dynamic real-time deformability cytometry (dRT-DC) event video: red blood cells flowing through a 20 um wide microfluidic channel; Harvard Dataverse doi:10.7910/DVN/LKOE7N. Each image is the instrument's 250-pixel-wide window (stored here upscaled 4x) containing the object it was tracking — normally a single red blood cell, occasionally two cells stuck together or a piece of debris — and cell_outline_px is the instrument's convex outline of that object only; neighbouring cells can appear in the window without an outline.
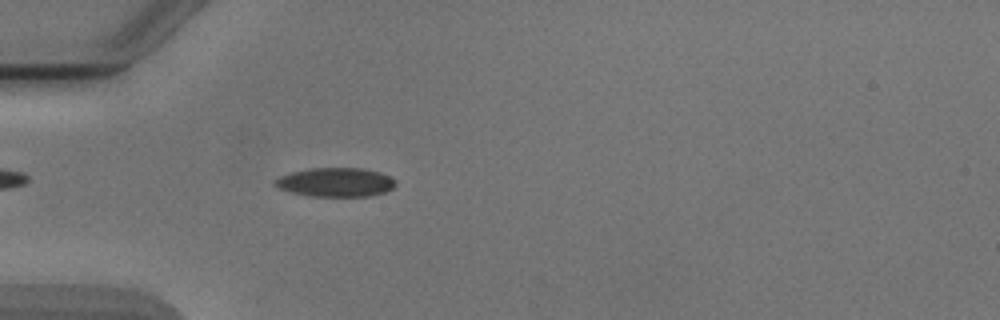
{"species": "Egyptian fruit bat (a non-hibernating species)", "species_latin": "Rousettus aegyptiacus", "temperature_condition": "cold", "stored_images_in_passage": 4, "camera_frame_rate_fps": 3000, "um_per_image_px": 0.085, "animal": {"sex": "male"}, "frame": {"image": 1, "passage_image": 4, "time_ms": 3.333, "image_size_px": [1000, 320], "cell_outline_px": [[396, 184], [392, 188], [384, 192], [368, 196], [308, 196], [292, 192], [280, 188], [272, 184], [272, 180], [280, 176], [292, 172], [308, 168], [364, 168], [380, 172], [396, 180]], "centroid_in_image_um": [28.51, 15.48], "position_along_channel_um": 56.5, "area_um2": 20.4}}